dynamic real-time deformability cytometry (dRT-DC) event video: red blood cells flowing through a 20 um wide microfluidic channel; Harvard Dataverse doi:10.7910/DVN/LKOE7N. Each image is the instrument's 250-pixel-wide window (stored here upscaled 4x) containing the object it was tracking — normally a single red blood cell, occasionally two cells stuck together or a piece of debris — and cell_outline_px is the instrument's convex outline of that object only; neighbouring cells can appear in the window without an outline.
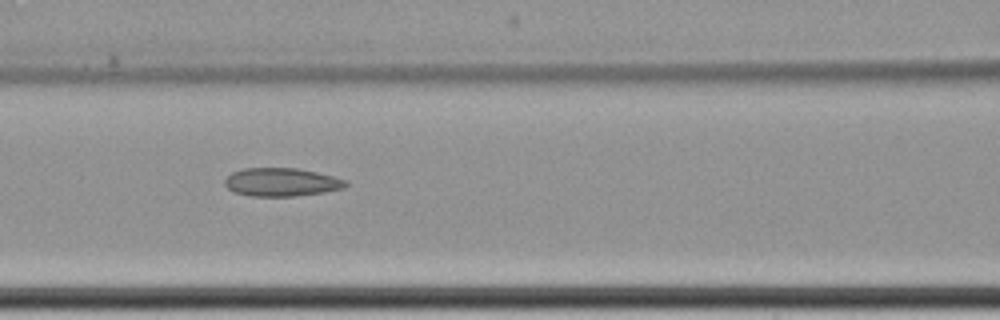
{"species": "common noctule bat (a hibernating species)", "species_latin": "Nyctalus noctula", "temperature_condition": "cold", "stored_images_in_passage": 15, "camera_frame_rate_fps": 3000, "um_per_image_px": 0.085, "animal": {"sex": "female", "body_mass_g": 22.7, "forearm_length_mm": 54.2}, "frame": {"image": 1, "passage_image": 7, "time_ms": 9.0, "image_size_px": [1000, 320], "cell_outline_px": [[348, 184], [344, 188], [324, 192], [292, 196], [252, 196], [232, 192], [224, 184], [224, 180], [232, 172], [244, 168], [296, 168], [316, 172], [348, 180]], "centroid_in_image_um": [23.91, 15.48], "position_along_channel_um": 142.7, "area_um2": 19.94}}
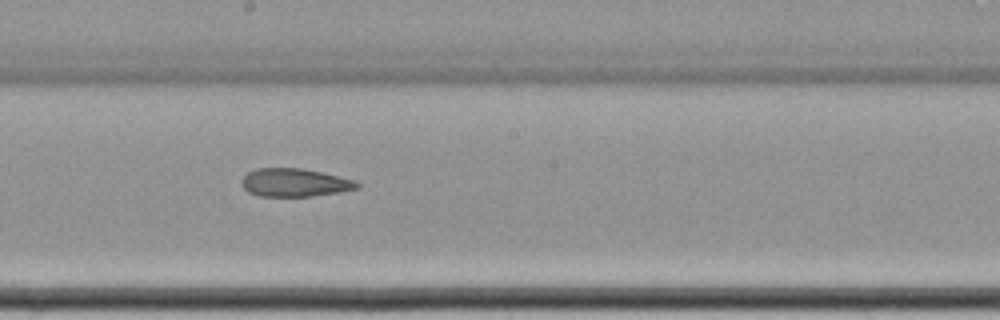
{"frame": {"image": 2, "passage_image": 9, "time_ms": 11.333, "image_size_px": [1000, 320], "cell_outline_px": [[360, 188], [340, 192], [312, 196], [260, 196], [248, 192], [240, 184], [240, 180], [248, 172], [256, 168], [304, 168], [356, 180], [360, 184]], "centroid_in_image_um": [25.05, 15.51], "position_along_channel_um": 223.1, "area_um2": 19.13}}
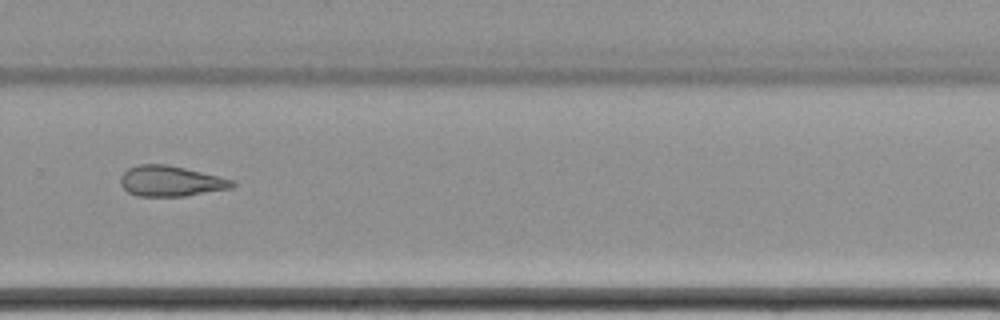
{"frame": {"image": 3, "passage_image": 11, "time_ms": 14.0, "image_size_px": [1000, 320], "cell_outline_px": [[236, 184], [232, 188], [184, 196], [140, 196], [128, 192], [120, 184], [120, 176], [128, 168], [140, 164], [168, 164], [232, 180]], "centroid_in_image_um": [14.47, 15.39], "position_along_channel_um": 315.3, "area_um2": 19.65}, "authors_computed_cell_mechanics": {"area_um2": 23.0044, "velocity_mm_per_s": 3.469, "shape_relaxation_time_tau1_ms": null, "shape_relaxation_time_tau2_ms": 4.5271, "deformation_change_tau1": null, "deformation_change_tau2": 0.107}}